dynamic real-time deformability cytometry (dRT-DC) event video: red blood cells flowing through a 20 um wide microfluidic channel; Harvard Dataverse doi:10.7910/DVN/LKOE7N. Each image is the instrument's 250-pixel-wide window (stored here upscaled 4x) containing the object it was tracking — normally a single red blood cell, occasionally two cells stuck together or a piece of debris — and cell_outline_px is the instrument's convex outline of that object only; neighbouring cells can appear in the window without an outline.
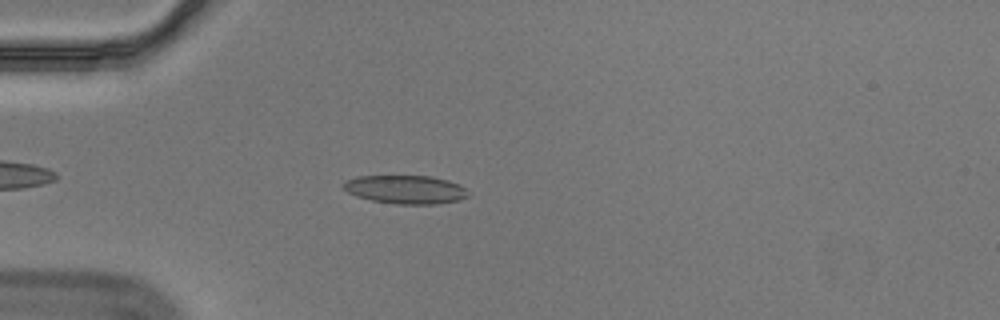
{"species": "Egyptian fruit bat (a non-hibernating species)", "species_latin": "Rousettus aegyptiacus", "temperature_condition": "cold", "stored_images_in_passage": 49, "segment_of_instrument_passage": [1, 2], "camera_frame_rate_fps": 3000, "um_per_image_px": 0.085, "animal": {"sex": "male"}, "frame": {"image": 1, "passage_image": 8, "time_ms": 2.333, "image_size_px": [1000, 320], "cell_outline_px": [[468, 196], [460, 200], [436, 204], [396, 204], [372, 200], [356, 196], [348, 192], [340, 184], [344, 180], [356, 176], [432, 176], [448, 180], [460, 184], [468, 192]], "centroid_in_image_um": [34.46, 16.1], "position_along_channel_um": 50.5, "area_um2": 20.87}}
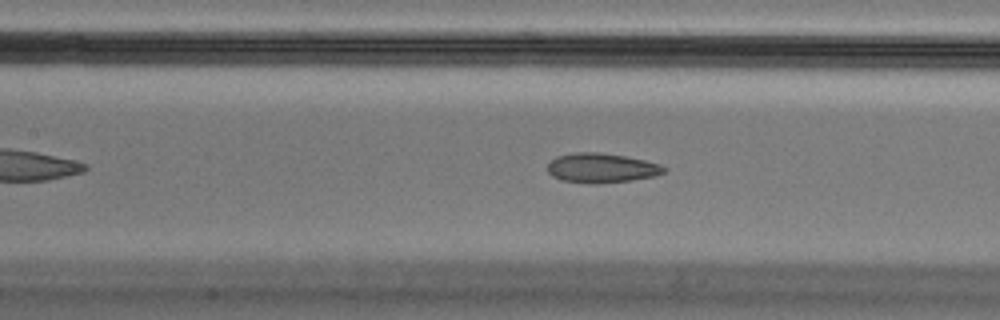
{"frame": {"image": 2, "passage_image": 18, "time_ms": 5.667, "image_size_px": [1000, 320], "cell_outline_px": [[668, 168], [664, 172], [656, 176], [632, 180], [596, 184], [592, 184], [560, 180], [552, 176], [548, 172], [548, 164], [556, 156], [576, 152], [600, 152], [624, 156], [644, 160], [660, 164]], "centroid_in_image_um": [51.13, 14.28], "position_along_channel_um": 156.3, "area_um2": 20.17}}
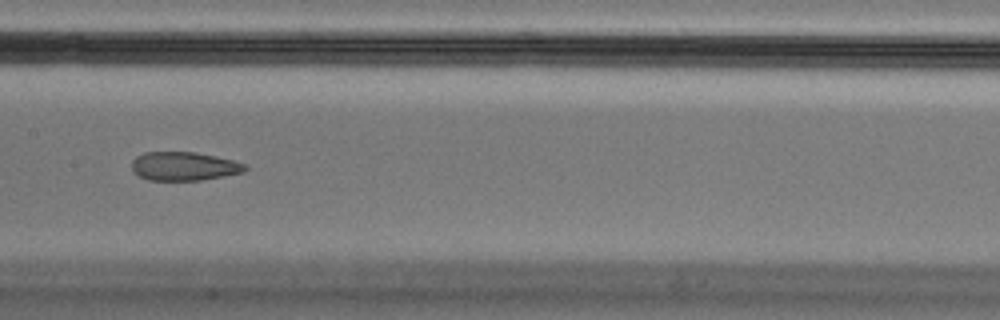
{"frame": {"image": 3, "passage_image": 21, "time_ms": 6.667, "image_size_px": [1000, 320], "cell_outline_px": [[248, 168], [244, 172], [224, 176], [200, 180], [148, 180], [132, 172], [132, 160], [136, 156], [144, 152], [196, 152], [216, 156], [248, 164]], "centroid_in_image_um": [15.65, 14.12], "position_along_channel_um": 191.8, "area_um2": 19.07}}